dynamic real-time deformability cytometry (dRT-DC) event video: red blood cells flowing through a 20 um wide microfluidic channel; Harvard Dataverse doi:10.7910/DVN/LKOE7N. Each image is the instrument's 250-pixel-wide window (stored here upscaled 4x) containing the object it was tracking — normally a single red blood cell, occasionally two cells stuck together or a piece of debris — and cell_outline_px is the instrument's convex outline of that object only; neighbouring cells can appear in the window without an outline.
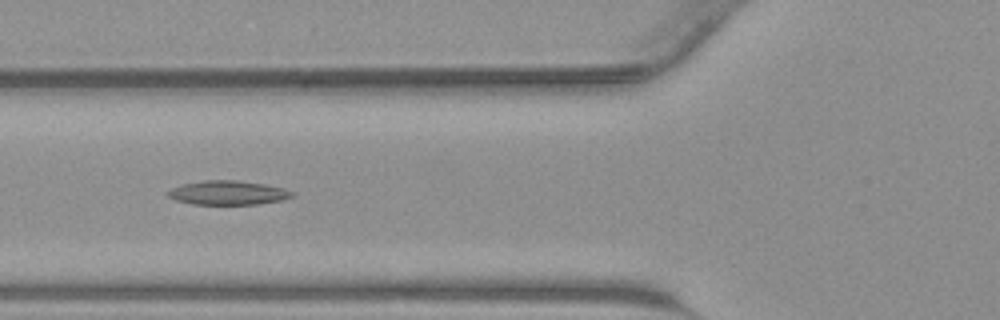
{"species": "common noctule bat (a hibernating species)", "species_latin": "Nyctalus noctula", "temperature_condition": "warm", "stored_images_in_passage": 43, "camera_frame_rate_fps": 3000, "um_per_image_px": 0.085, "animal": {"sex": "male", "body_mass_g": 23.1, "forearm_length_mm": 52.7}, "frame": {"image": 1, "passage_image": 16, "time_ms": 5.0, "image_size_px": [1000, 320], "cell_outline_px": [[296, 192], [292, 196], [284, 200], [260, 204], [192, 204], [176, 200], [168, 196], [164, 192], [180, 184], [204, 180], [236, 180], [264, 184], [284, 188]], "centroid_in_image_um": [19.37, 16.38], "position_along_channel_um": 106.4, "area_um2": 17.63}}
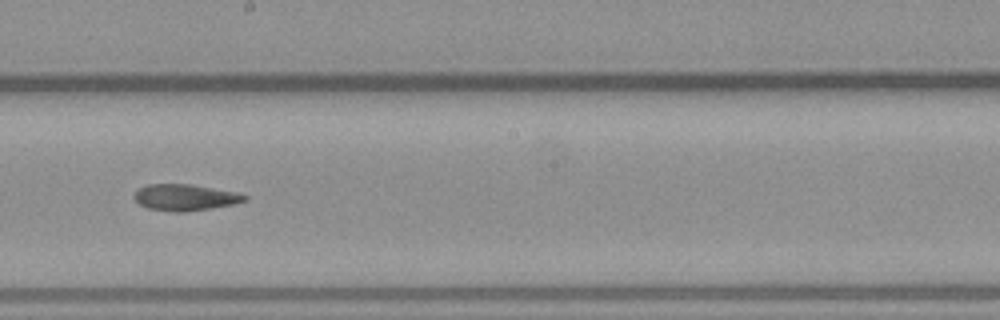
{"frame": {"image": 2, "passage_image": 24, "time_ms": 7.667, "image_size_px": [1000, 320], "cell_outline_px": [[248, 200], [232, 204], [212, 208], [184, 212], [172, 212], [148, 208], [140, 204], [132, 196], [140, 188], [148, 184], [192, 184], [236, 192], [248, 196]], "centroid_in_image_um": [15.74, 16.78], "position_along_channel_um": 232.5, "area_um2": 16.94}}
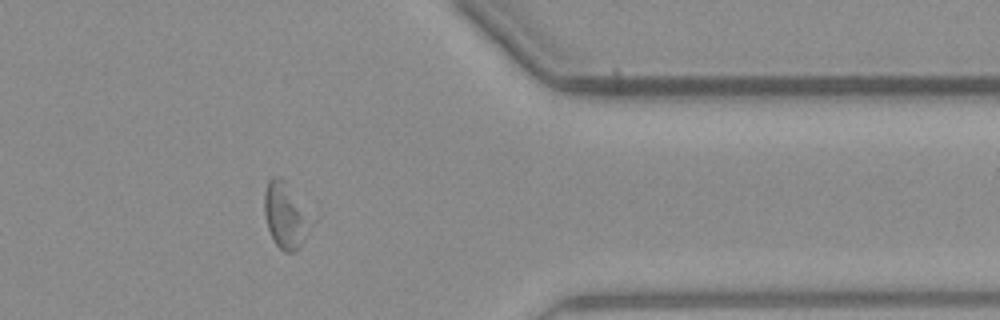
{"frame": {"image": 3, "passage_image": 35, "time_ms": 11.333, "image_size_px": [1000, 320], "cell_outline_px": [[316, 220], [300, 248], [292, 252], [284, 252], [276, 244], [268, 228], [264, 216], [264, 192], [268, 180], [272, 176], [280, 176], [284, 180]], "centroid_in_image_um": [24.31, 18.31], "position_along_channel_um": 387.1, "area_um2": 18.38}}